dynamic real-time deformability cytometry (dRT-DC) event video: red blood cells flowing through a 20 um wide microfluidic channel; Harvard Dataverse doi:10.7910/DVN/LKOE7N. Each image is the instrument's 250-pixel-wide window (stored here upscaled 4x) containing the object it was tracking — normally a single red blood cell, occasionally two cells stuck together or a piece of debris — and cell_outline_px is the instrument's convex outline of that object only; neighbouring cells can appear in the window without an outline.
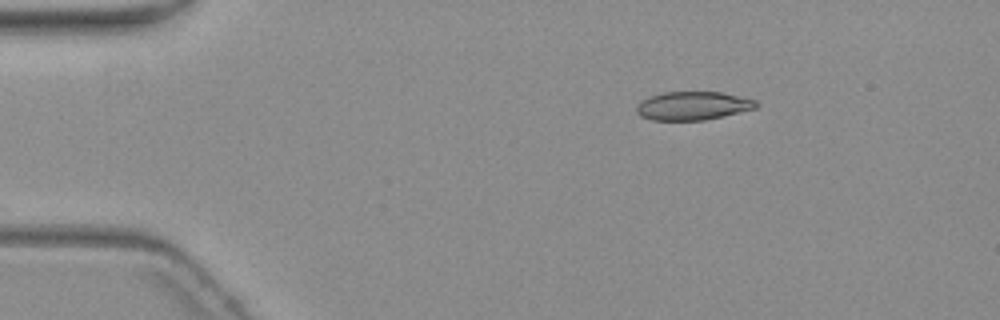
{"species": "common noctule bat (a hibernating species)", "species_latin": "Nyctalus noctula", "temperature_condition": "warm", "stored_images_in_passage": 2, "camera_frame_rate_fps": 3000, "um_per_image_px": 0.085, "animal": {"sex": "female", "body_mass_g": 19.3, "forearm_length_mm": 54.1}, "frame": {"image": 1, "passage_image": 2, "time_ms": 2.0, "image_size_px": [1000, 320], "cell_outline_px": [[760, 104], [756, 108], [704, 120], [652, 120], [640, 116], [636, 112], [636, 108], [640, 100], [664, 92], [720, 92], [756, 100]], "centroid_in_image_um": [58.87, 8.99], "position_along_channel_um": 26.1, "area_um2": 19.71}}